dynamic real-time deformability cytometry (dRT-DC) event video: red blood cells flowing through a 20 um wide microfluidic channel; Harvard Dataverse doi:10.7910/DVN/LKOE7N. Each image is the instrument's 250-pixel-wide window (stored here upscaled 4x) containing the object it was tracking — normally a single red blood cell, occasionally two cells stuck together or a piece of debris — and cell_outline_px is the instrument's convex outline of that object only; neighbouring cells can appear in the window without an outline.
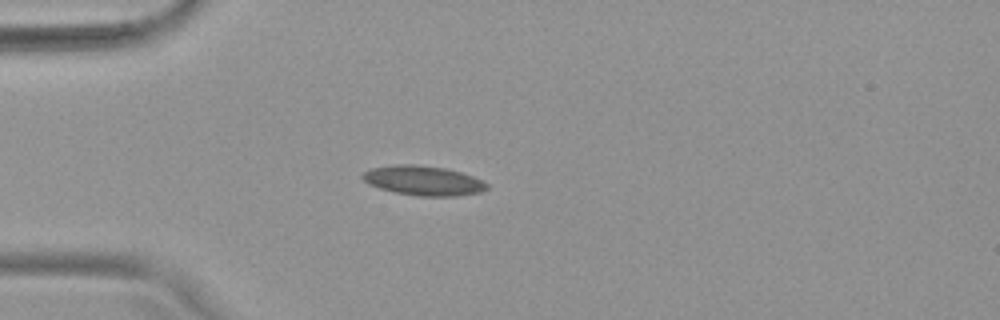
{"species": "common noctule bat (a hibernating species)", "species_latin": "Nyctalus noctula", "temperature_condition": "warm", "stored_images_in_passage": 31, "camera_frame_rate_fps": 3000, "um_per_image_px": 0.085, "animal": {"sex": "female", "body_mass_g": 19.9}, "frame": {"image": 1, "passage_image": 1, "time_ms": 0.0, "image_size_px": [1000, 320], "cell_outline_px": [[488, 188], [480, 192], [456, 196], [420, 196], [396, 192], [380, 188], [368, 184], [360, 176], [364, 172], [372, 168], [396, 164], [412, 164], [444, 168], [460, 172], [472, 176], [488, 184]], "centroid_in_image_um": [35.96, 15.35], "position_along_channel_um": 49.0, "area_um2": 21.21}}
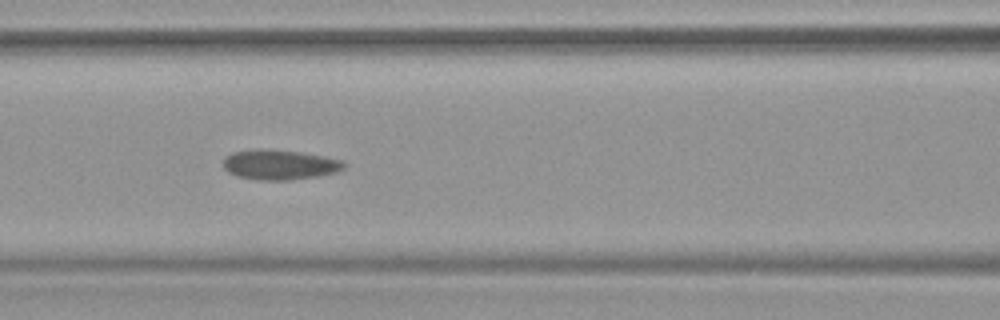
{"frame": {"image": 2, "passage_image": 10, "time_ms": 3.0, "image_size_px": [1000, 320], "cell_outline_px": [[348, 164], [340, 172], [316, 176], [288, 180], [260, 180], [236, 176], [228, 172], [224, 168], [224, 156], [232, 152], [256, 148], [260, 148], [304, 152], [344, 160]], "centroid_in_image_um": [23.8, 13.98], "position_along_channel_um": 142.8, "area_um2": 21.5}}
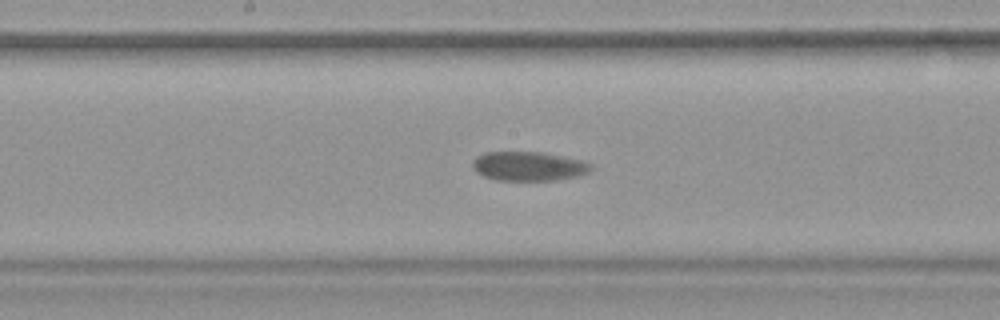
{"frame": {"image": 3, "passage_image": 15, "time_ms": 4.667, "image_size_px": [1000, 320], "cell_outline_px": [[592, 168], [588, 172], [580, 176], [556, 180], [496, 180], [484, 176], [476, 172], [472, 168], [472, 160], [476, 156], [484, 152], [544, 152], [584, 160], [592, 164]], "centroid_in_image_um": [44.94, 14.12], "position_along_channel_um": 203.3, "area_um2": 20.46}}